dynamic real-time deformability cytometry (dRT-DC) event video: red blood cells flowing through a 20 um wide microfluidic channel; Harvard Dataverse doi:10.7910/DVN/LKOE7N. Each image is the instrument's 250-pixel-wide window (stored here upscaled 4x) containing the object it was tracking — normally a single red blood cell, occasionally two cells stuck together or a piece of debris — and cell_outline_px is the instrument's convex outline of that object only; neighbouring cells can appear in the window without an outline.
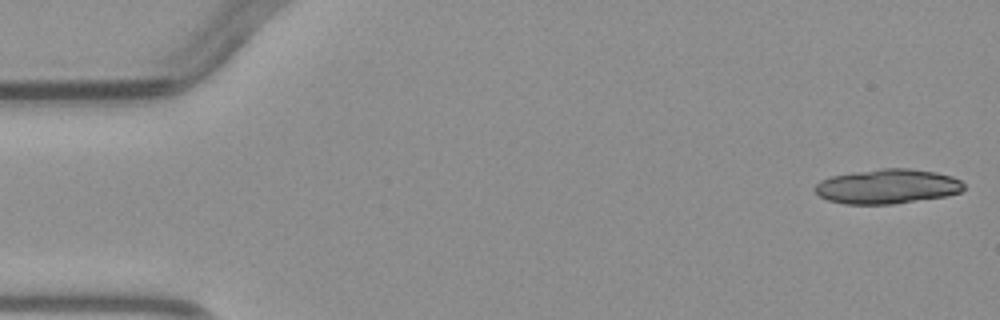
{"species": "common noctule bat (a hibernating species)", "species_latin": "Nyctalus noctula", "temperature_condition": "warm", "stored_images_in_passage": 6, "camera_frame_rate_fps": 3000, "um_per_image_px": 0.085, "animal": {"sex": "male", "body_mass_g": 23.1, "forearm_length_mm": 52.7}, "frame": {"image": 1, "passage_image": 1, "time_ms": 0.0, "image_size_px": [1000, 320], "cell_outline_px": [[964, 188], [960, 192], [948, 196], [892, 204], [844, 204], [828, 200], [820, 196], [812, 188], [820, 180], [832, 176], [880, 168], [908, 168], [936, 172], [952, 176], [960, 180], [964, 184]], "centroid_in_image_um": [75.43, 15.85], "position_along_channel_um": 9.6, "area_um2": 30.11}}
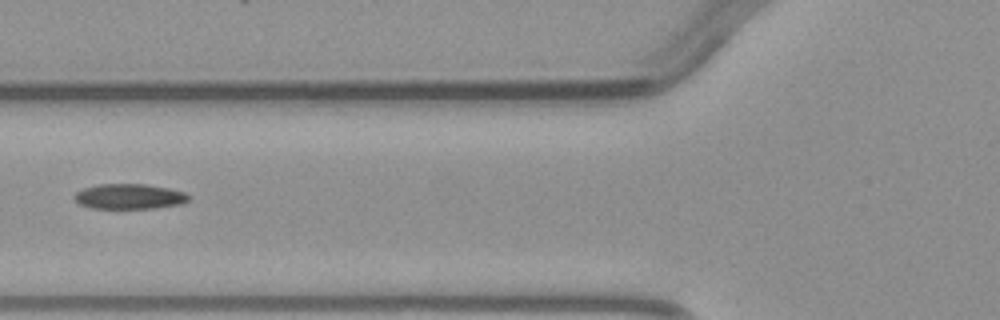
{"frame": {"image": 2, "passage_image": 5, "time_ms": 5.667, "image_size_px": [1000, 320], "cell_outline_px": [[188, 200], [180, 204], [156, 208], [92, 208], [80, 204], [72, 196], [76, 192], [84, 188], [100, 184], [144, 184], [168, 188], [184, 192], [188, 196]], "centroid_in_image_um": [10.97, 16.7], "position_along_channel_um": 114.8, "area_um2": 16.59}}
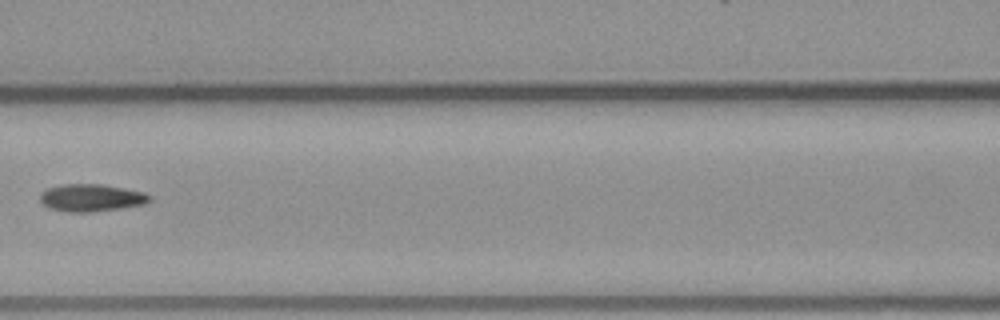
{"frame": {"image": 3, "passage_image": 6, "time_ms": 6.667, "image_size_px": [1000, 320], "cell_outline_px": [[152, 200], [148, 204], [120, 208], [88, 212], [68, 212], [48, 208], [40, 200], [40, 192], [48, 188], [64, 184], [104, 184], [144, 192], [152, 196]], "centroid_in_image_um": [7.79, 16.81], "position_along_channel_um": 158.8, "area_um2": 17.63}}